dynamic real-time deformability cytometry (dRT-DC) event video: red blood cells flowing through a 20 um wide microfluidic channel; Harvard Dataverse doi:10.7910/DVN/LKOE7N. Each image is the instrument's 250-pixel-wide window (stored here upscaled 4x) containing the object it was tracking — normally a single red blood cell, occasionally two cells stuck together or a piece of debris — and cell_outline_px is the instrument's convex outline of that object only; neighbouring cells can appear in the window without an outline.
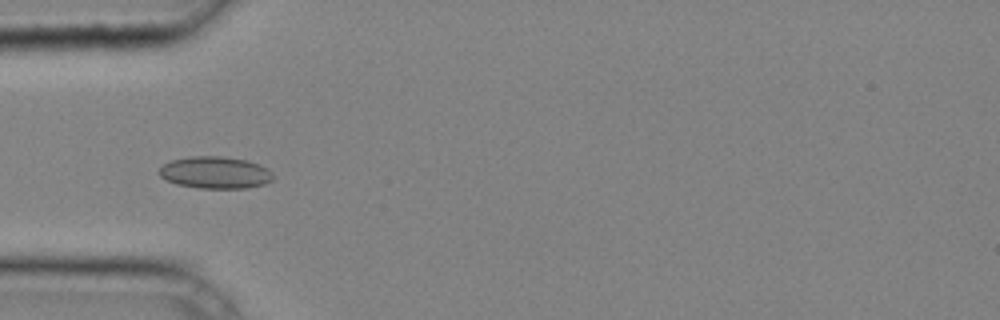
{"species": "common noctule bat (a hibernating species)", "species_latin": "Nyctalus noctula", "temperature_condition": "cold", "stored_images_in_passage": 41, "camera_frame_rate_fps": 3000, "um_per_image_px": 0.085, "animal": {"sex": "male", "body_mass_g": 20.4}, "frame": {"image": 1, "passage_image": 13, "time_ms": 4.0, "image_size_px": [1000, 320], "cell_outline_px": [[276, 176], [272, 180], [264, 184], [248, 188], [200, 188], [176, 184], [160, 176], [156, 172], [164, 164], [172, 160], [192, 156], [224, 156], [248, 160], [260, 164], [268, 168]], "centroid_in_image_um": [18.34, 14.66], "position_along_channel_um": 66.7, "area_um2": 21.5}}
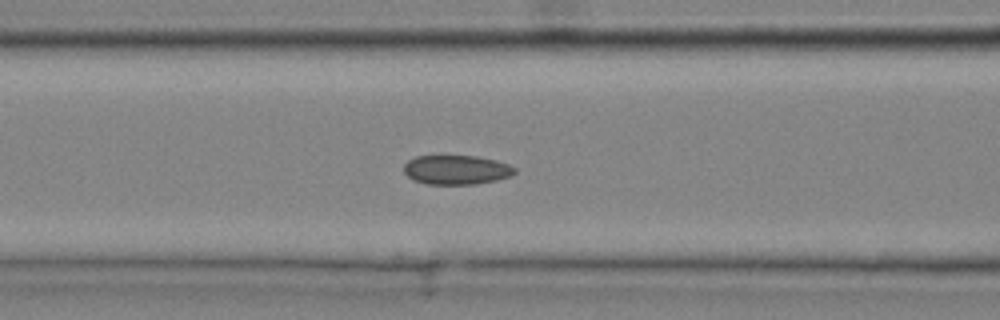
{"frame": {"image": 2, "passage_image": 17, "time_ms": 5.333, "image_size_px": [1000, 320], "cell_outline_px": [[516, 172], [512, 176], [496, 180], [476, 184], [428, 184], [412, 180], [404, 172], [404, 164], [408, 160], [416, 156], [476, 156], [496, 160], [508, 164], [516, 168]], "centroid_in_image_um": [38.8, 14.44], "position_along_channel_um": 127.8, "area_um2": 19.02}}
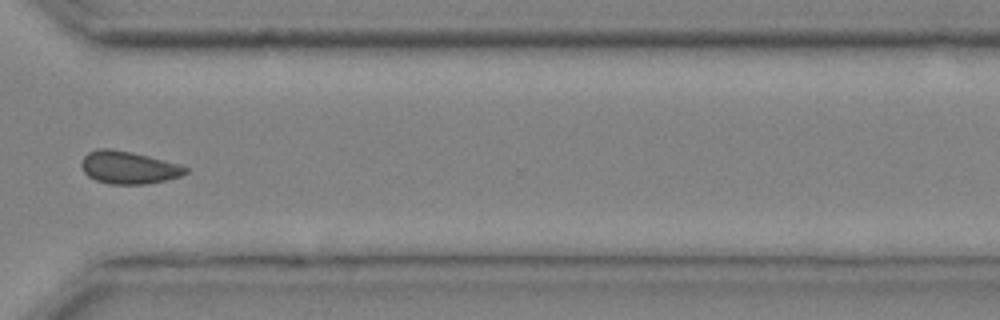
{"frame": {"image": 3, "passage_image": 32, "time_ms": 10.333, "image_size_px": [1000, 320], "cell_outline_px": [[188, 172], [180, 176], [164, 180], [144, 184], [108, 184], [96, 180], [88, 176], [84, 172], [80, 164], [84, 156], [88, 152], [100, 148], [108, 148], [132, 152], [180, 164], [188, 168]], "centroid_in_image_um": [10.91, 14.23], "position_along_channel_um": 359.7, "area_um2": 19.71}}